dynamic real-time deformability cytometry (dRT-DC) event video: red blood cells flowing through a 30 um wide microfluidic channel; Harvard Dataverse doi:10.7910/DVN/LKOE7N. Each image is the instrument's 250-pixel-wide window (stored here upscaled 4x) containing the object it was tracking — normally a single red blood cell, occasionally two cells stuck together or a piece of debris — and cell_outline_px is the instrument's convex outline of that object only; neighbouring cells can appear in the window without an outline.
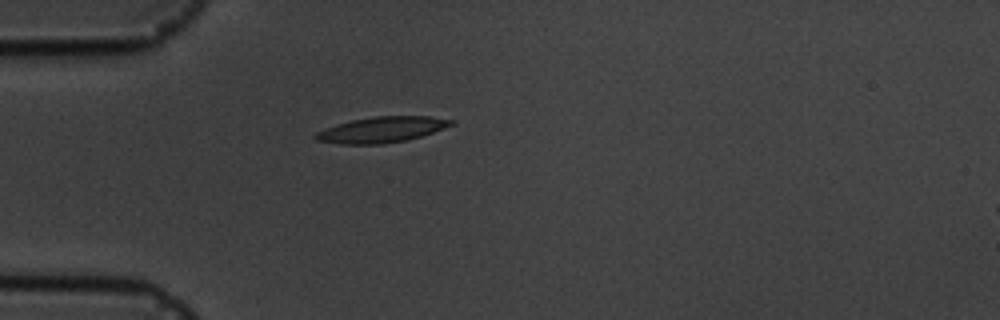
{"species": "common noctule bat (a hibernating species)", "species_latin": "Nyctalus noctula", "temperature_condition": "cold", "stored_images_in_passage": 1, "camera_frame_rate_fps": 3000, "um_per_image_px": 0.085, "animal": {"sex": "male", "body_mass_g": 19.5, "forearm_length_mm": 54.6}, "frame": {"image": 1, "passage_image": 1, "time_ms": 0.0, "image_size_px": [1000, 320], "cell_outline_px": [[456, 124], [420, 136], [404, 140], [384, 144], [340, 144], [316, 140], [312, 136], [316, 132], [324, 128], [336, 124], [352, 120], [376, 116], [428, 116], [456, 120]], "centroid_in_image_um": [32.43, 11.01], "position_along_channel_um": 52.6, "area_um2": 20.35}}